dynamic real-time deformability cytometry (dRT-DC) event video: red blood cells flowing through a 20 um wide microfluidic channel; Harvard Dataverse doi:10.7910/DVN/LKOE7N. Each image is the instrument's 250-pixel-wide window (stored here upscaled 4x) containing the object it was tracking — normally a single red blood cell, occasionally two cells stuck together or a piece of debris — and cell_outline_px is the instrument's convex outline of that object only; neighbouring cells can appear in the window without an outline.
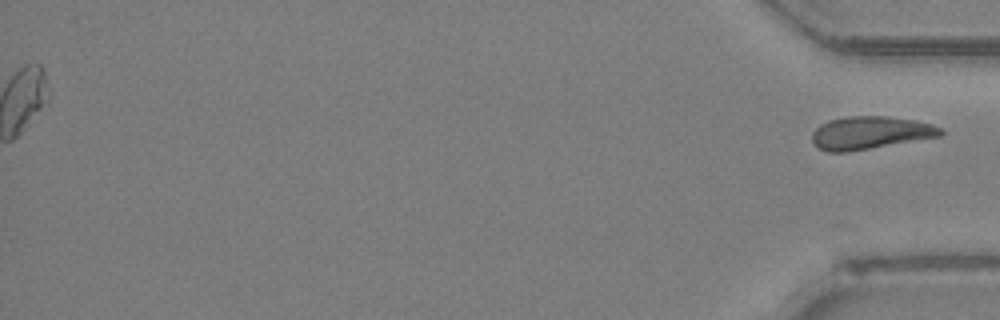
{"species": "Egyptian fruit bat (a non-hibernating species)", "species_latin": "Rousettus aegyptiacus", "temperature_condition": "room temperature", "stored_images_in_passage": 40, "segment_of_instrument_passage": [2, 2], "camera_frame_rate_fps": 3000, "um_per_image_px": 0.085, "animal": {"sex": "female"}, "frame": {"image": 1, "passage_image": 40, "time_ms": 13.0, "image_size_px": [1000, 320], "cell_outline_px": [[944, 132], [940, 136], [848, 152], [828, 152], [816, 148], [812, 140], [812, 132], [820, 124], [828, 120], [844, 116], [888, 116], [916, 120], [932, 124], [940, 128]], "centroid_in_image_um": [73.92, 11.28], "position_along_channel_um": 361.3, "area_um2": 24.74}}